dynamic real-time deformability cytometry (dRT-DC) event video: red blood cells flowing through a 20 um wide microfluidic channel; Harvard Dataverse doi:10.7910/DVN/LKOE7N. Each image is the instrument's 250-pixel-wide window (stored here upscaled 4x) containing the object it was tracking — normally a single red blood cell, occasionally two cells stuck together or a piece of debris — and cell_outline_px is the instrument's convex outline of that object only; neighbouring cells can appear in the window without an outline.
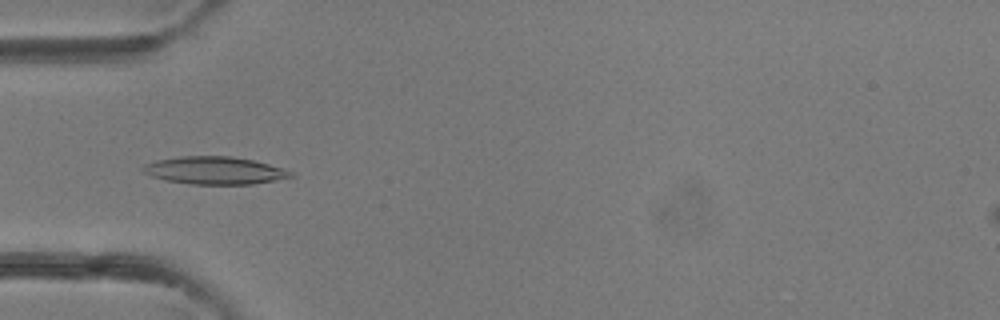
{"species": "common noctule bat (a hibernating species)", "species_latin": "Nyctalus noctula", "temperature_condition": "room temperature", "stored_images_in_passage": 40, "camera_frame_rate_fps": 3000, "um_per_image_px": 0.085, "animal": {"sex": "female"}, "frame": {"image": 1, "passage_image": 13, "time_ms": 4.0, "image_size_px": [1000, 320], "cell_outline_px": [[296, 176], [252, 184], [192, 184], [164, 180], [152, 176], [144, 172], [140, 168], [144, 164], [156, 160], [180, 156], [232, 156], [252, 160], [268, 164], [292, 172]], "centroid_in_image_um": [18.2, 14.48], "position_along_channel_um": 66.8, "area_um2": 23.64}}
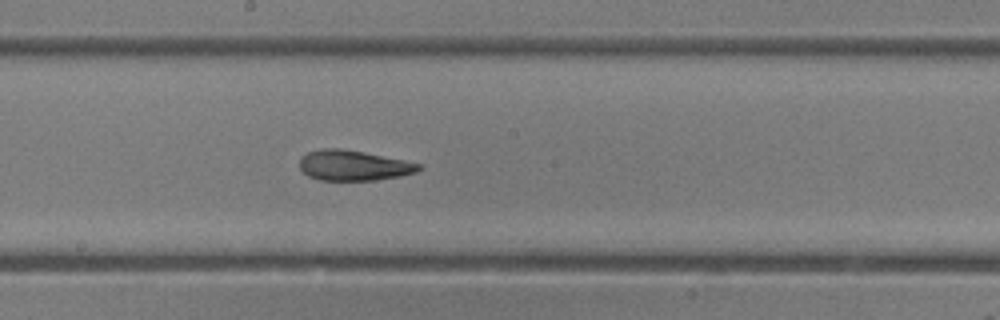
{"frame": {"image": 2, "passage_image": 22, "time_ms": 7.0, "image_size_px": [1000, 320], "cell_outline_px": [[424, 168], [416, 172], [400, 176], [376, 180], [320, 180], [308, 176], [300, 168], [300, 160], [308, 152], [320, 148], [340, 148], [364, 152], [404, 160], [420, 164]], "centroid_in_image_um": [30.06, 14.06], "position_along_channel_um": 218.1, "area_um2": 20.98}}
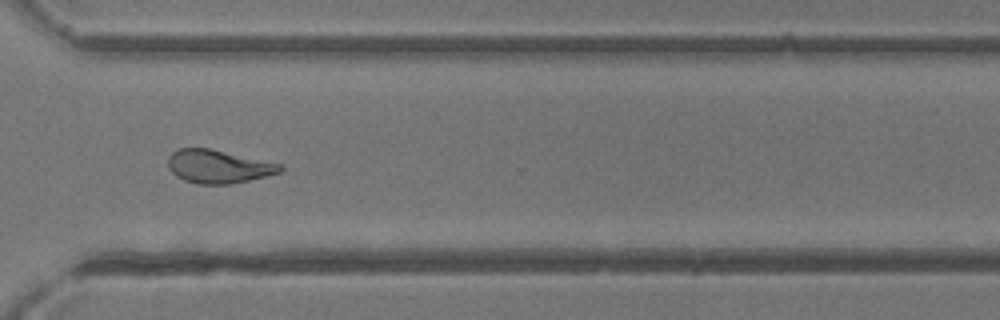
{"frame": {"image": 3, "passage_image": 30, "time_ms": 9.667, "image_size_px": [1000, 320], "cell_outline_px": [[284, 168], [280, 172], [248, 180], [228, 184], [200, 184], [184, 180], [176, 176], [168, 168], [168, 156], [176, 148], [208, 148], [284, 164]], "centroid_in_image_um": [18.54, 14.14], "position_along_channel_um": 352.1, "area_um2": 21.73}}